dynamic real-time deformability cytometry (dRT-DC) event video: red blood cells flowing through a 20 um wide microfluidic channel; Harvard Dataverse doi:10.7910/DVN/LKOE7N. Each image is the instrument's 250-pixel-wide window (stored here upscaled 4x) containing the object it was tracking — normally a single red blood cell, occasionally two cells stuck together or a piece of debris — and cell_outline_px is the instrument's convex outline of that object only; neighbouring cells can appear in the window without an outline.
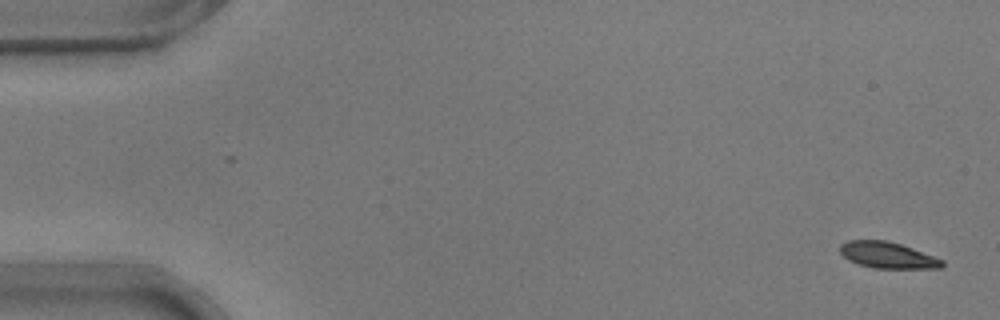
{"species": "common noctule bat (a hibernating species)", "species_latin": "Nyctalus noctula", "temperature_condition": "warm", "stored_images_in_passage": 25, "camera_frame_rate_fps": 3000, "um_per_image_px": 0.085, "animal": {"sex": "male", "body_mass_g": 17.9}, "frame": {"image": 1, "passage_image": 1, "time_ms": 0.0, "image_size_px": [1000, 320], "cell_outline_px": [[944, 264], [940, 268], [876, 268], [860, 264], [848, 260], [840, 252], [840, 244], [848, 240], [888, 240], [912, 248], [944, 260]], "centroid_in_image_um": [75.44, 21.68], "position_along_channel_um": 9.6, "area_um2": 15.49}}
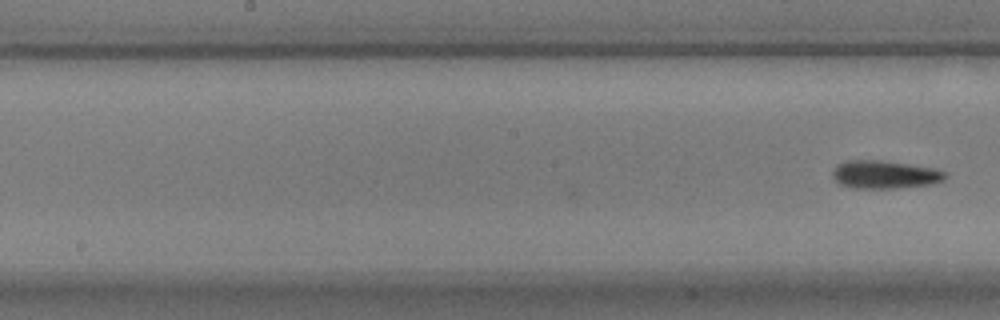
{"frame": {"image": 2, "passage_image": 25, "time_ms": 8.0, "image_size_px": [1000, 320], "cell_outline_px": [[948, 176], [944, 180], [932, 184], [896, 188], [852, 188], [840, 184], [832, 176], [832, 168], [836, 164], [844, 160], [880, 160], [908, 164], [932, 168], [944, 172]], "centroid_in_image_um": [75.15, 14.83], "position_along_channel_um": 173.1, "area_um2": 18.5}}